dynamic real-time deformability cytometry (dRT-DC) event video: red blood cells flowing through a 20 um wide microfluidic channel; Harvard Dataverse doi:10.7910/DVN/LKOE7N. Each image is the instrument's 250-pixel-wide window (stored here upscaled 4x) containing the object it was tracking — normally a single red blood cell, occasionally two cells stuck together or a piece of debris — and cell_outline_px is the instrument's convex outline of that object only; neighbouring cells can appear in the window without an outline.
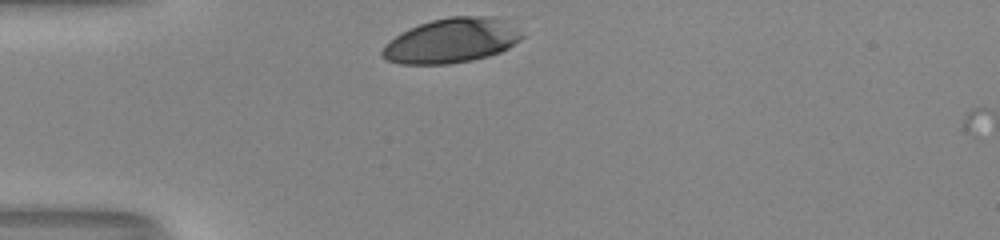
{"species": "human", "species_latin": "Homo sapiens", "temperature_condition": "room temperature", "stored_images_in_passage": 2, "camera_frame_rate_fps": 3000, "um_per_image_px": 0.085, "donor": {"sex": "male"}, "frame": {"image": 1, "passage_image": 1, "time_ms": 0.0, "image_size_px": [1000, 240], "cell_outline_px": [[524, 36], [520, 40], [508, 48], [500, 52], [488, 56], [472, 60], [448, 64], [400, 64], [384, 60], [380, 56], [380, 52], [396, 36], [408, 28], [432, 20], [448, 16], [496, 16], [516, 28]], "centroid_in_image_um": [38.37, 3.46], "position_along_channel_um": 46.6, "area_um2": 36.3}}